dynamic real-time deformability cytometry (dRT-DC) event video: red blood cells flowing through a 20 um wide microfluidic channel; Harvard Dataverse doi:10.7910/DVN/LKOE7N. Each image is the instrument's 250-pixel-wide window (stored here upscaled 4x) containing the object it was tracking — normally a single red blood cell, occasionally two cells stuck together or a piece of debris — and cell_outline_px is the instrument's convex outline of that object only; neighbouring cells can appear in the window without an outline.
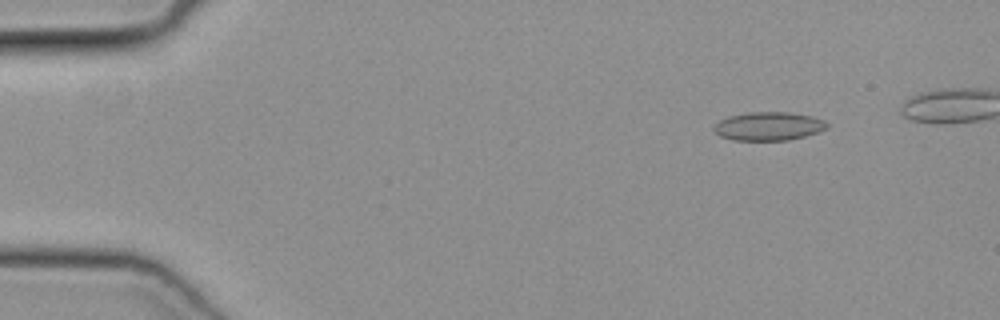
{"species": "common noctule bat (a hibernating species)", "species_latin": "Nyctalus noctula", "temperature_condition": "cold", "stored_images_in_passage": 9, "camera_frame_rate_fps": 3000, "um_per_image_px": 0.085, "animal": {"sex": "female", "body_mass_g": 19.3, "forearm_length_mm": 54.1}, "frame": {"image": 1, "passage_image": 6, "time_ms": 1.667, "image_size_px": [1000, 320], "cell_outline_px": [[828, 128], [804, 136], [788, 140], [732, 140], [720, 136], [712, 128], [720, 120], [728, 116], [748, 112], [788, 112], [812, 116], [824, 120], [828, 124]], "centroid_in_image_um": [65.32, 10.72], "position_along_channel_um": 19.7, "area_um2": 18.73}}